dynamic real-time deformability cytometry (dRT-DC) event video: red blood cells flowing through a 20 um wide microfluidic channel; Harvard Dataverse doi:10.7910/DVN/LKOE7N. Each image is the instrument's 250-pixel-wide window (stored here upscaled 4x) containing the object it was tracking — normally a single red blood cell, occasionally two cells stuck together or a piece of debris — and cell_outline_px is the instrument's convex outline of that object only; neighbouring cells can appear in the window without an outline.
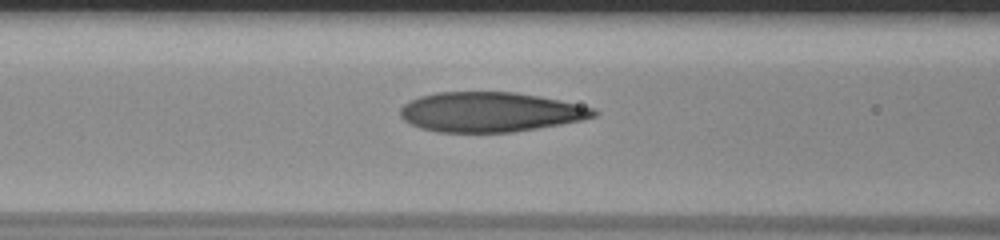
{"species": "human", "species_latin": "Homo sapiens", "temperature_condition": "room temperature", "stored_images_in_passage": 32, "camera_frame_rate_fps": 3000, "um_per_image_px": 0.085, "donor": {"sex": "male"}, "frame": {"image": 1, "passage_image": 5, "time_ms": 1.333, "image_size_px": [1000, 240], "cell_outline_px": [[600, 112], [596, 116], [580, 120], [560, 124], [512, 132], [440, 132], [420, 128], [404, 120], [400, 116], [400, 108], [404, 104], [420, 96], [436, 92], [516, 92], [540, 96], [560, 100], [596, 108]], "centroid_in_image_um": [41.68, 9.51], "position_along_channel_um": 124.9, "area_um2": 44.8}}
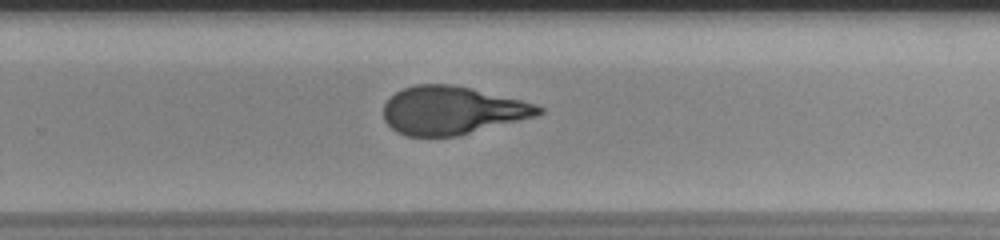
{"frame": {"image": 2, "passage_image": 18, "time_ms": 5.667, "image_size_px": [1000, 240], "cell_outline_px": [[544, 112], [536, 116], [456, 136], [408, 136], [396, 132], [384, 120], [384, 104], [396, 92], [404, 88], [416, 84], [448, 84], [468, 88], [520, 100], [536, 104], [544, 108]], "centroid_in_image_um": [38.41, 9.39], "position_along_channel_um": 291.4, "area_um2": 42.89}}
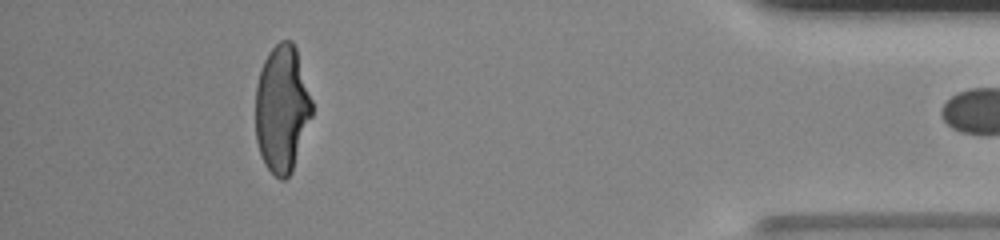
{"frame": {"image": 3, "passage_image": 31, "time_ms": 10.0, "image_size_px": [1000, 240], "cell_outline_px": [[312, 116], [292, 172], [284, 180], [280, 180], [264, 164], [256, 140], [256, 84], [264, 60], [268, 52], [280, 40], [292, 40], [296, 48], [312, 100]], "centroid_in_image_um": [23.97, 9.24], "position_along_channel_um": 411.2, "area_um2": 41.79}}